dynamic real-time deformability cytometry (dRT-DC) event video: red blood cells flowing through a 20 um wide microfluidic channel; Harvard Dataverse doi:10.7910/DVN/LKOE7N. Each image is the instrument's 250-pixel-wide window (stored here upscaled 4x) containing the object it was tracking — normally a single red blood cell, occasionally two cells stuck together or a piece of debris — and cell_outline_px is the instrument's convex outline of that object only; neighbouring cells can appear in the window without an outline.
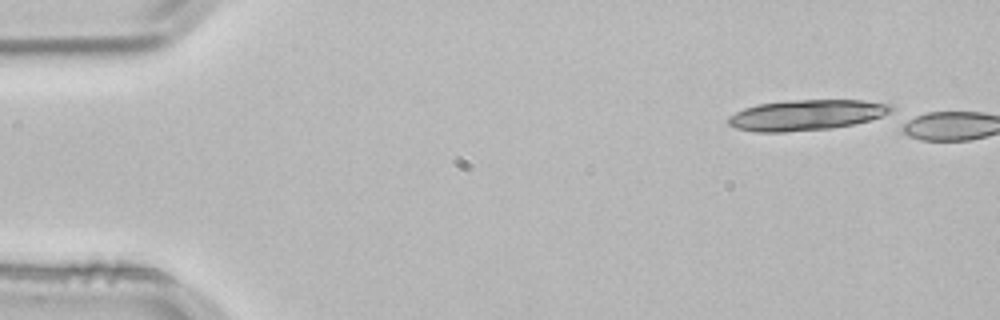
{"species": "common noctule bat (a hibernating species)", "species_latin": "Nyctalus noctula", "temperature_condition": "room temperature", "stored_images_in_passage": 4, "camera_frame_rate_fps": 3000, "um_per_image_px": 0.085, "animal": {"sex": "male", "body_mass_g": 21.5, "forearm_length_mm": 52.0}, "frame": {"image": 1, "passage_image": 1, "time_ms": 0.0, "image_size_px": [1000, 320], "cell_outline_px": [[892, 108], [888, 112], [880, 116], [868, 120], [852, 124], [832, 128], [784, 132], [756, 132], [736, 128], [728, 124], [728, 116], [744, 108], [756, 104], [792, 100], [860, 100], [888, 104]], "centroid_in_image_um": [68.45, 9.78], "position_along_channel_um": 16.6, "area_um2": 28.67}}